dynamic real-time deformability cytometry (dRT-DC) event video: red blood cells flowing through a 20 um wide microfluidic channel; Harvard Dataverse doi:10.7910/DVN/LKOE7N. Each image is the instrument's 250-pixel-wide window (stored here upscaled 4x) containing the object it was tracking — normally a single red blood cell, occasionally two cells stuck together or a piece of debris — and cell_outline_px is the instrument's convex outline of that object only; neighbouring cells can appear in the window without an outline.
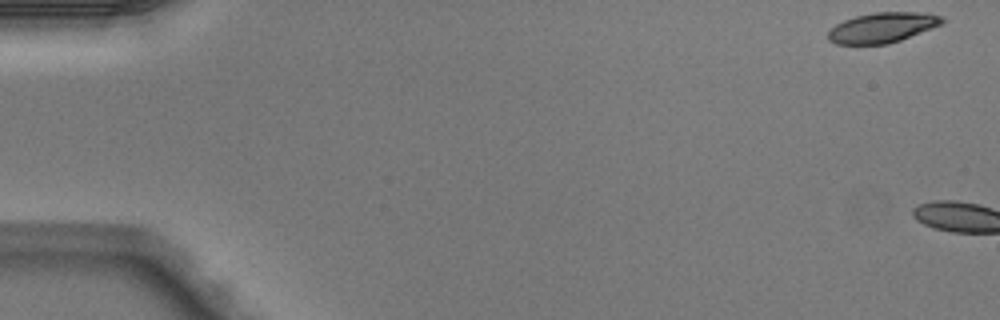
{"species": "Egyptian fruit bat (a non-hibernating species)", "species_latin": "Rousettus aegyptiacus", "temperature_condition": "warm", "stored_images_in_passage": 3, "camera_frame_rate_fps": 3000, "um_per_image_px": 0.085, "animal": {"sex": "male"}, "frame": {"image": 1, "passage_image": 1, "time_ms": 0.0, "image_size_px": [1000, 320], "cell_outline_px": [[944, 20], [940, 24], [900, 40], [888, 44], [836, 44], [828, 40], [828, 32], [836, 24], [844, 20], [856, 16], [876, 12], [928, 12], [944, 16]], "centroid_in_image_um": [75.0, 2.33], "position_along_channel_um": 10.0, "area_um2": 19.88}}